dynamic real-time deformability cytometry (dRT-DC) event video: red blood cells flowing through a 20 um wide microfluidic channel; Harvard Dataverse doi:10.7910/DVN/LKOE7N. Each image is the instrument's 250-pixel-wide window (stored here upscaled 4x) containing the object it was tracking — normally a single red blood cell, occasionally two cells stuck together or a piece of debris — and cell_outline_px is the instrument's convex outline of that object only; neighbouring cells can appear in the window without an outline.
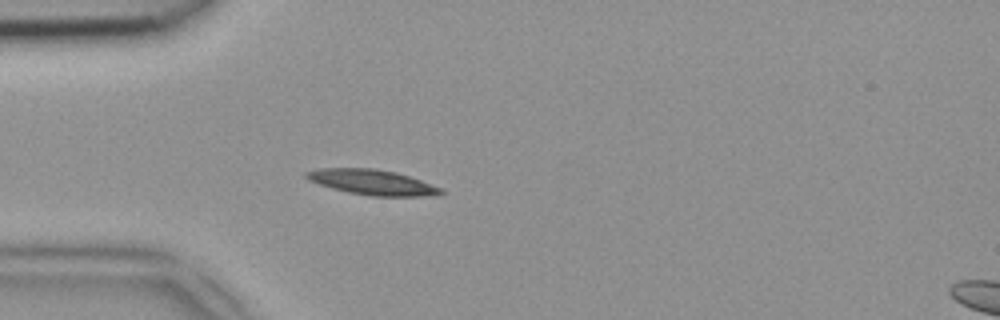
{"species": "common noctule bat (a hibernating species)", "species_latin": "Nyctalus noctula", "temperature_condition": "room temperature", "stored_images_in_passage": 36, "camera_frame_rate_fps": 3000, "um_per_image_px": 0.085, "animal": {"sex": "female", "body_mass_g": 18.4}, "frame": {"image": 1, "passage_image": 1, "time_ms": 0.0, "image_size_px": [1000, 320], "cell_outline_px": [[444, 192], [436, 196], [372, 196], [348, 192], [332, 188], [308, 180], [304, 176], [304, 172], [316, 168], [376, 168], [396, 172], [420, 180], [440, 188]], "centroid_in_image_um": [31.6, 15.48], "position_along_channel_um": 53.4, "area_um2": 19.77}}
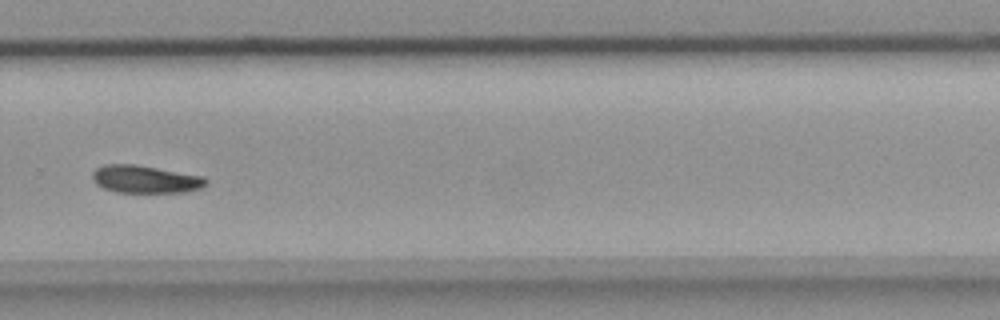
{"frame": {"image": 2, "passage_image": 21, "time_ms": 6.667, "image_size_px": [1000, 320], "cell_outline_px": [[208, 184], [200, 188], [184, 192], [116, 192], [104, 188], [96, 184], [92, 180], [92, 172], [96, 168], [104, 164], [136, 164], [204, 176], [208, 180]], "centroid_in_image_um": [12.35, 15.22], "position_along_channel_um": 317.5, "area_um2": 18.44}}
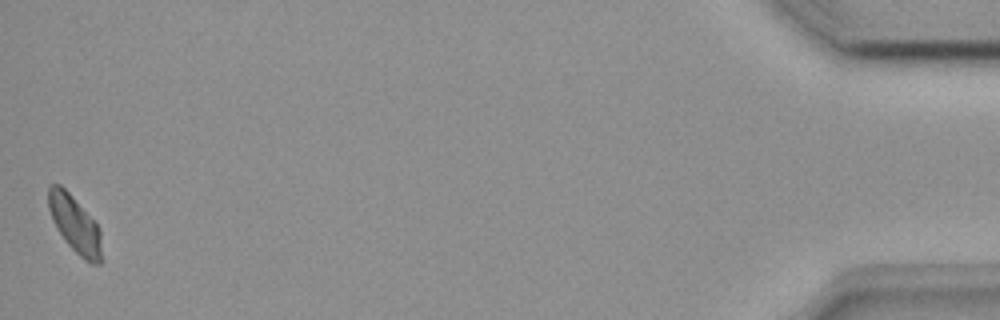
{"frame": {"image": 3, "passage_image": 36, "time_ms": 11.667, "image_size_px": [1000, 320], "cell_outline_px": [[100, 264], [88, 264], [64, 240], [52, 220], [48, 208], [48, 188], [52, 184], [60, 184], [72, 196], [96, 224], [100, 232]], "centroid_in_image_um": [6.32, 19.07], "position_along_channel_um": 428.9, "area_um2": 17.22}}